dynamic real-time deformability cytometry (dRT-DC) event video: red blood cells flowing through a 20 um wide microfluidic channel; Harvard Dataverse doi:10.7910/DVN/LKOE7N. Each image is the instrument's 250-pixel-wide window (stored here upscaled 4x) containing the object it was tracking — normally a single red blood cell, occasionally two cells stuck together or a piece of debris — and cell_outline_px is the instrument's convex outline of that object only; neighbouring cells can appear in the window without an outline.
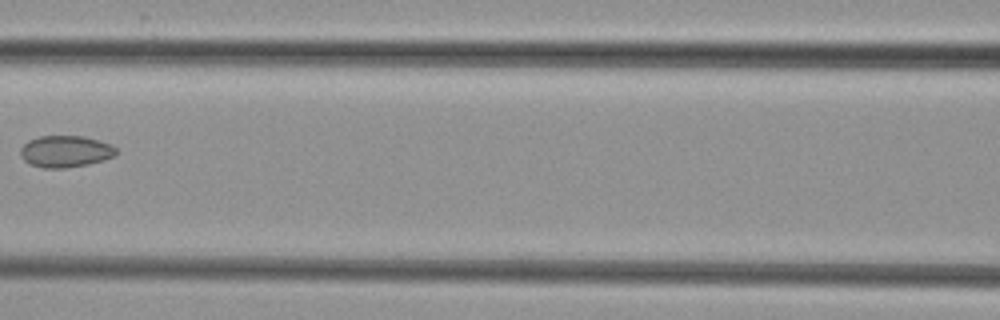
{"species": "common noctule bat (a hibernating species)", "species_latin": "Nyctalus noctula", "temperature_condition": "cold", "stored_images_in_passage": 5, "camera_frame_rate_fps": 3000, "um_per_image_px": 0.085, "animal": {"sex": "female", "body_mass_g": 29.2, "forearm_length_mm": 56.3}, "frame": {"image": 1, "passage_image": 5, "time_ms": 4.667, "image_size_px": [1000, 320], "cell_outline_px": [[116, 156], [104, 160], [88, 164], [64, 168], [40, 168], [28, 164], [20, 156], [20, 148], [28, 140], [40, 136], [84, 136], [100, 140], [112, 144], [116, 148]], "centroid_in_image_um": [5.56, 12.87], "position_along_channel_um": 161.0, "area_um2": 17.98}}